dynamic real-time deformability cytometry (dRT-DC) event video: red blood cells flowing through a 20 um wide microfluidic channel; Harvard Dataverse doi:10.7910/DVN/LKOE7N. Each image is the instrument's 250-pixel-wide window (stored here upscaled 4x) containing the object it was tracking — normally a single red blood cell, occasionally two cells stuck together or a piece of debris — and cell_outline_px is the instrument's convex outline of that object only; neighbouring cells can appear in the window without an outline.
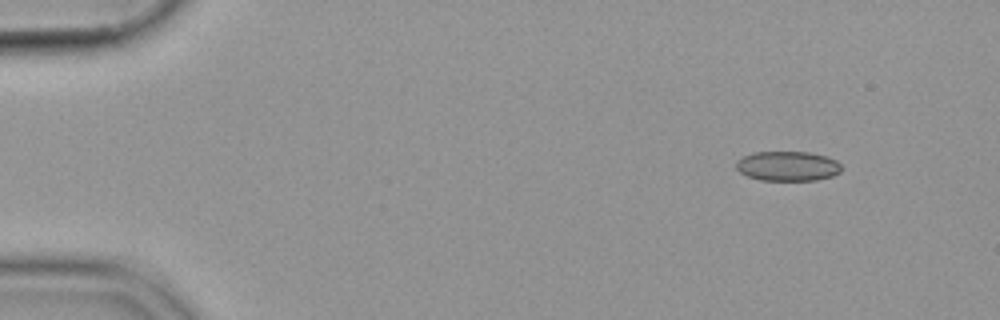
{"species": "common noctule bat (a hibernating species)", "species_latin": "Nyctalus noctula", "temperature_condition": "cold", "stored_images_in_passage": 50, "camera_frame_rate_fps": 3000, "um_per_image_px": 0.085, "animal": {"sex": "female", "body_mass_g": 19.9}, "frame": {"image": 1, "passage_image": 1, "time_ms": 0.0, "image_size_px": [1000, 320], "cell_outline_px": [[840, 172], [832, 176], [816, 180], [760, 180], [748, 176], [740, 172], [736, 168], [736, 164], [744, 156], [756, 152], [808, 152], [824, 156], [836, 160], [840, 164]], "centroid_in_image_um": [66.96, 14.12], "position_along_channel_um": 18.0, "area_um2": 17.98}}
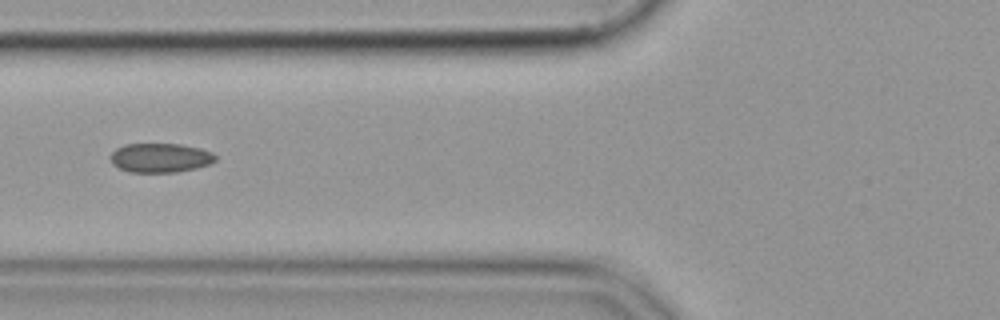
{"frame": {"image": 2, "passage_image": 17, "time_ms": 5.333, "image_size_px": [1000, 320], "cell_outline_px": [[216, 160], [208, 164], [196, 168], [176, 172], [132, 172], [120, 168], [112, 164], [112, 152], [116, 148], [124, 144], [180, 144], [200, 148], [212, 152], [216, 156]], "centroid_in_image_um": [13.64, 13.41], "position_along_channel_um": 112.2, "area_um2": 17.74}}
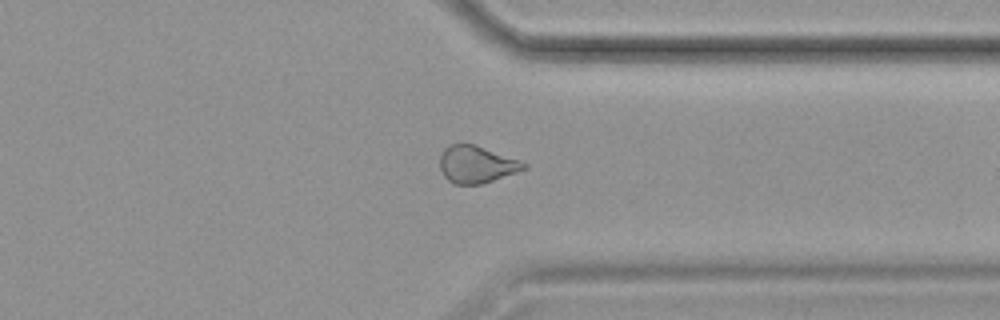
{"frame": {"image": 3, "passage_image": 38, "time_ms": 12.333, "image_size_px": [1000, 320], "cell_outline_px": [[528, 168], [480, 184], [452, 184], [444, 176], [440, 168], [440, 156], [444, 148], [448, 144], [476, 144], [520, 160], [528, 164]], "centroid_in_image_um": [40.49, 13.96], "position_along_channel_um": 370.9, "area_um2": 18.21}}